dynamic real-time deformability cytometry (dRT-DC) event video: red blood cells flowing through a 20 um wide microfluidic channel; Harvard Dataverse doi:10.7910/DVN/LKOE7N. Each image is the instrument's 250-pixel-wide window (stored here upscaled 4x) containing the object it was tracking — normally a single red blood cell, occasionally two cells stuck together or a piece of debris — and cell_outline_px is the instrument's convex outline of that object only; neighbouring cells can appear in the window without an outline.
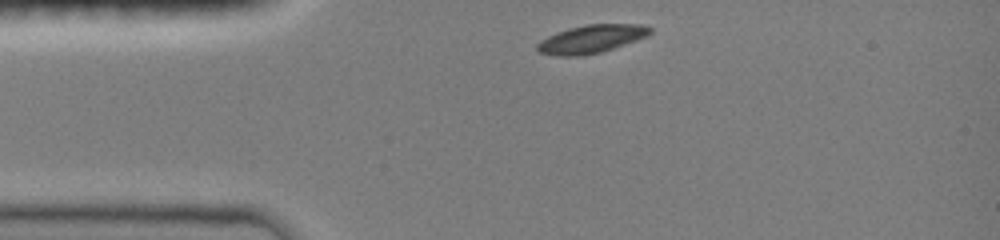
{"species": "common noctule bat (a hibernating species)", "species_latin": "Nyctalus noctula", "temperature_condition": "room temperature", "stored_images_in_passage": 6, "camera_frame_rate_fps": 3000, "um_per_image_px": 0.085, "animal": {"sex": "female", "body_mass_g": 19.0, "forearm_length_mm": 51.5}, "frame": {"image": 1, "passage_image": 1, "time_ms": 0.0, "image_size_px": [1000, 240], "cell_outline_px": [[652, 32], [648, 36], [600, 52], [580, 56], [556, 56], [540, 52], [536, 48], [536, 44], [540, 40], [556, 32], [568, 28], [584, 24], [640, 24], [652, 28]], "centroid_in_image_um": [50.24, 3.3], "position_along_channel_um": 34.8, "area_um2": 18.5}}